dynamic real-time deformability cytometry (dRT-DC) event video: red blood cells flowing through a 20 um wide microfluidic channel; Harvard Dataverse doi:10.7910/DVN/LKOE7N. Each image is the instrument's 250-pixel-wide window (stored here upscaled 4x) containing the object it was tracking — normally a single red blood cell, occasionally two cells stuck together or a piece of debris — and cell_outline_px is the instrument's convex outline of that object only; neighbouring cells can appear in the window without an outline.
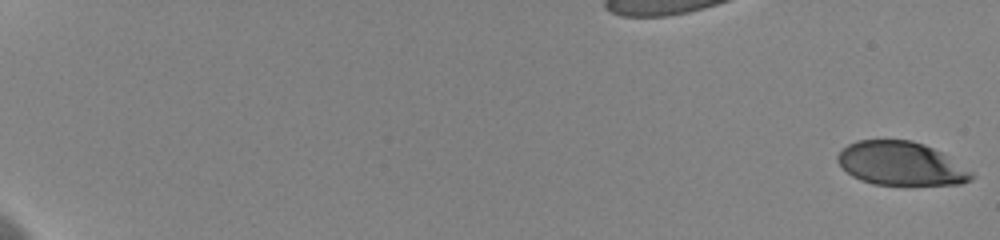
{"species": "human", "species_latin": "Homo sapiens", "temperature_condition": "cold", "stored_images_in_passage": 60, "camera_frame_rate_fps": 3000, "um_per_image_px": 0.085, "donor": {"sex": "female"}, "frame": {"image": 1, "passage_image": 1, "time_ms": 0.0, "image_size_px": [1000, 240], "cell_outline_px": [[976, 176], [972, 180], [960, 184], [872, 184], [860, 180], [852, 176], [836, 160], [836, 156], [848, 144], [856, 140], [912, 140], [924, 144], [940, 152], [972, 172]], "centroid_in_image_um": [76.56, 13.9], "position_along_channel_um": 8.4, "area_um2": 33.64}}
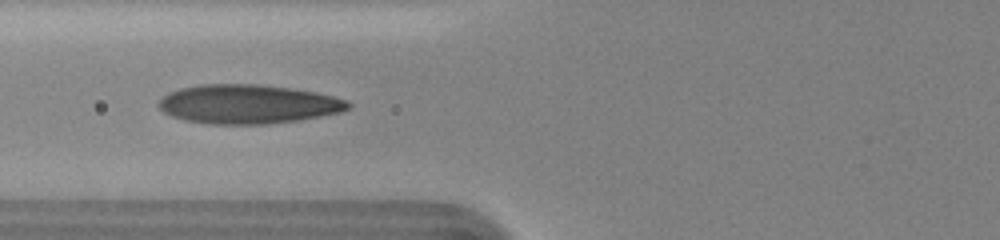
{"frame": {"image": 2, "passage_image": 28, "time_ms": 9.0, "image_size_px": [1000, 240], "cell_outline_px": [[352, 104], [348, 108], [340, 112], [320, 116], [296, 120], [268, 124], [208, 124], [184, 120], [172, 116], [164, 112], [156, 104], [168, 92], [180, 88], [200, 84], [256, 84], [288, 88], [316, 92], [332, 96], [344, 100]], "centroid_in_image_um": [21.03, 8.85], "position_along_channel_um": 104.8, "area_um2": 42.95}}
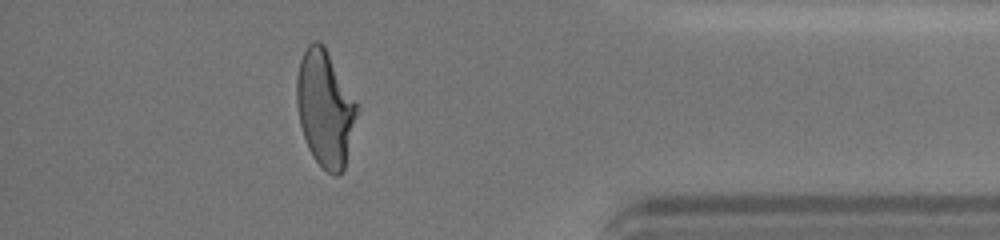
{"frame": {"image": 3, "passage_image": 55, "time_ms": 18.0, "image_size_px": [1000, 240], "cell_outline_px": [[360, 104], [344, 172], [340, 176], [336, 176], [328, 172], [312, 156], [308, 148], [300, 124], [296, 100], [296, 80], [300, 60], [308, 44], [312, 40], [316, 40], [324, 44]], "centroid_in_image_um": [27.67, 9.2], "position_along_channel_um": 407.5, "area_um2": 41.5}, "authors_computed_cell_mechanics": {"area_um2": 40.6334, "velocity_mm_per_s": 3.5982, "shape_relaxation_time_tau1_ms": 4.3576, "shape_relaxation_time_tau2_ms": 0.778, "deformation_change_tau1": 0.1795, "deformation_change_tau2": 0.0769}}